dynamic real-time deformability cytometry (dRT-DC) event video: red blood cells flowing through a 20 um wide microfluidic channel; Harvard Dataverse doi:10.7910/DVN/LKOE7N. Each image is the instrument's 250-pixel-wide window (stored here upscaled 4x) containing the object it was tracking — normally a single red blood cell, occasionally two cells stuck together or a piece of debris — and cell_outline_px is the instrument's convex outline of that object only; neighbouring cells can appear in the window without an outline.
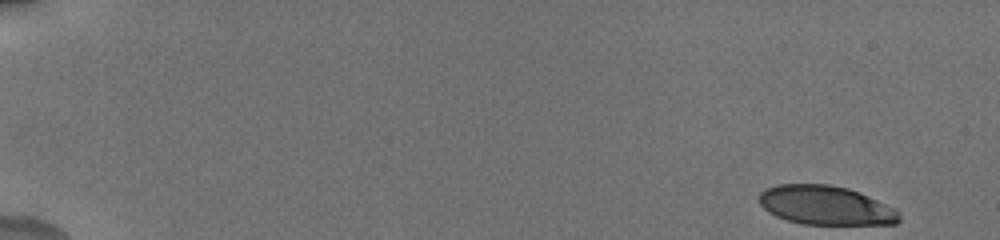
{"species": "human", "species_latin": "Homo sapiens", "temperature_condition": "cold", "stored_images_in_passage": 38, "camera_frame_rate_fps": 3000, "um_per_image_px": 0.085, "donor": {"sex": "male"}, "frame": {"image": 1, "passage_image": 1, "time_ms": 0.0, "image_size_px": [1000, 240], "cell_outline_px": [[900, 220], [896, 224], [804, 224], [788, 220], [776, 216], [768, 212], [760, 204], [760, 192], [764, 188], [776, 184], [828, 184], [848, 188], [860, 192], [896, 208], [900, 212]], "centroid_in_image_um": [70.2, 17.44], "position_along_channel_um": 14.8, "area_um2": 32.08}}
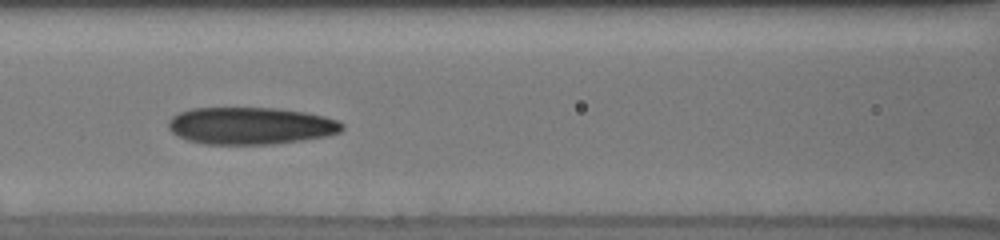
{"frame": {"image": 2, "passage_image": 13, "time_ms": 8.0, "image_size_px": [1000, 240], "cell_outline_px": [[344, 128], [340, 132], [328, 136], [272, 144], [204, 144], [188, 140], [172, 132], [168, 128], [168, 120], [172, 116], [180, 112], [192, 108], [280, 108], [304, 112], [324, 116], [336, 120], [344, 124]], "centroid_in_image_um": [21.31, 10.69], "position_along_channel_um": 145.3, "area_um2": 37.63}}
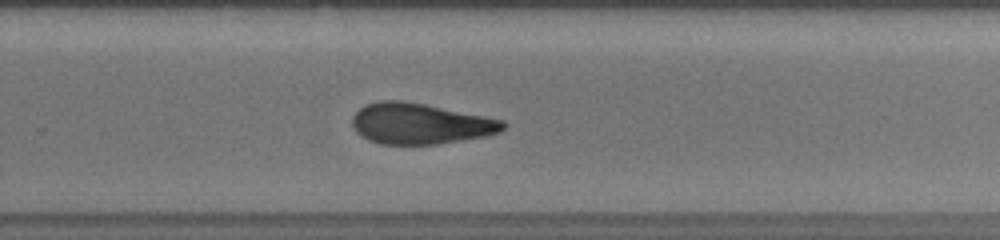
{"frame": {"image": 3, "passage_image": 23, "time_ms": 12.0, "image_size_px": [1000, 240], "cell_outline_px": [[508, 124], [500, 132], [484, 136], [436, 144], [380, 144], [368, 140], [356, 132], [352, 124], [352, 116], [364, 104], [380, 100], [404, 100], [504, 120]], "centroid_in_image_um": [35.68, 10.5], "position_along_channel_um": 294.1, "area_um2": 35.84}, "authors_computed_cell_mechanics": {"area_um2": 35.6626, "velocity_mm_per_s": 3.7325, "shape_relaxation_time_tau1_ms": null, "shape_relaxation_time_tau2_ms": 2.4625, "deformation_change_tau1": null, "deformation_change_tau2": 0.0919}}